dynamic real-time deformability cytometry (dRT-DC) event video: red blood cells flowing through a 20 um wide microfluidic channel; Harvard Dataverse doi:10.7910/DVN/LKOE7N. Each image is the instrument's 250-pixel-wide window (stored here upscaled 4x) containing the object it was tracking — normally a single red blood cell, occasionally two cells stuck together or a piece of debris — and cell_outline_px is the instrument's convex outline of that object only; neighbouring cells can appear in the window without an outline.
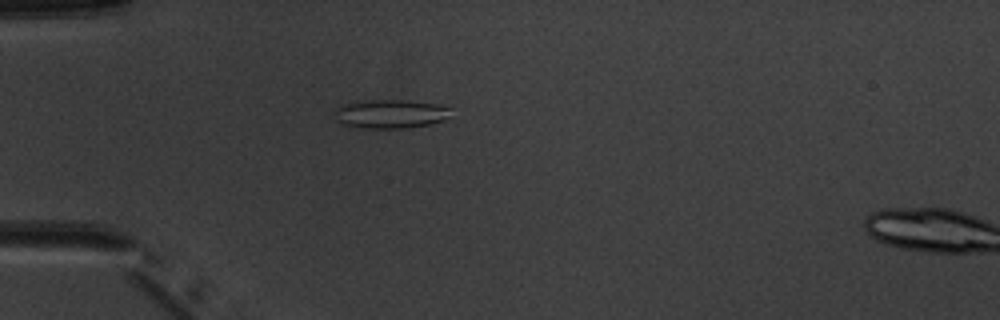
{"species": "common noctule bat (a hibernating species)", "species_latin": "Nyctalus noctula", "temperature_condition": "warm", "stored_images_in_passage": 3, "camera_frame_rate_fps": 3000, "um_per_image_px": 0.085, "animal": {"sex": "male", "body_mass_g": 20.1, "forearm_length_mm": 53.5}, "frame": {"image": 1, "passage_image": 2, "time_ms": 1.333, "image_size_px": [1000, 320], "cell_outline_px": [[452, 108], [440, 120], [428, 124], [408, 128], [360, 128], [340, 124], [336, 120], [336, 108], [340, 104], [364, 100], [408, 100], [436, 104]], "centroid_in_image_um": [33.08, 9.67], "position_along_channel_um": 51.9, "area_um2": 19.36}}